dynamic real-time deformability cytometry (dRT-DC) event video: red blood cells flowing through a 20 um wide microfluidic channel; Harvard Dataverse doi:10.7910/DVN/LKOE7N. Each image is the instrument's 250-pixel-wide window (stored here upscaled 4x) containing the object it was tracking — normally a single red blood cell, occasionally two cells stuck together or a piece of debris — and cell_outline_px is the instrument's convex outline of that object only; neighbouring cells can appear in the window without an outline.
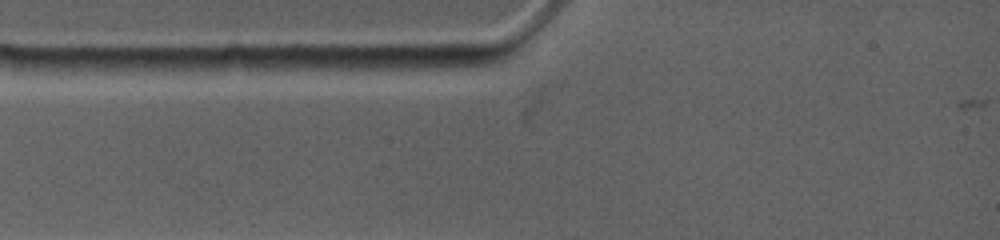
{"species": "common noctule bat (a hibernating species)", "species_latin": "Nyctalus noctula", "temperature_condition": "warm", "stored_images_in_passage": 2, "camera_frame_rate_fps": 4500, "um_per_image_px": 0.085, "animal": {"sex": "female", "body_mass_g": 19.0, "forearm_length_mm": 53.3}, "frame": {"image": 1, "passage_image": 1, "time_ms": 0.0, "image_size_px": [1000, 240], "cell_outline_px": [[484, 64], [456, 68], [368, 76], [324, 68], [340, 56], [476, 56], [484, 60]], "centroid_in_image_um": [33.99, 5.44], "position_along_channel_um": 51.0, "area_um2": 16.47}}